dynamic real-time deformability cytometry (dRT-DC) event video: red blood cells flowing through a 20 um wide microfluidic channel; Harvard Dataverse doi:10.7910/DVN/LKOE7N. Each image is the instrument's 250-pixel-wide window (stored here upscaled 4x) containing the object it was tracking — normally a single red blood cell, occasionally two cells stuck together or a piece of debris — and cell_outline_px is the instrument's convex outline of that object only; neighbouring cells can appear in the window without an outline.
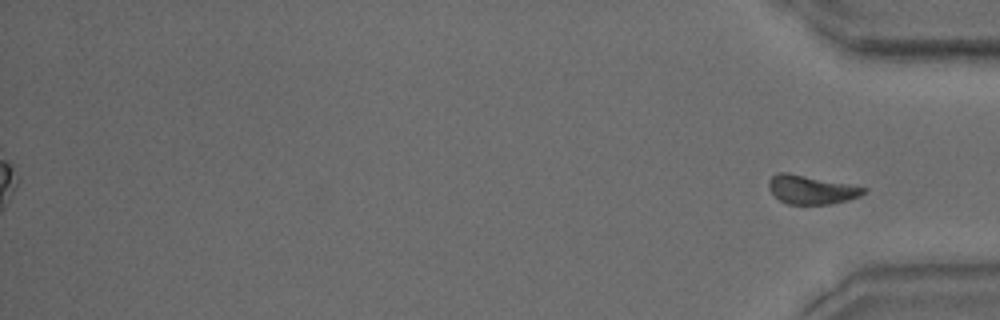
{"species": "common noctule bat (a hibernating species)", "species_latin": "Nyctalus noctula", "temperature_condition": "warm", "stored_images_in_passage": 41, "segment_of_instrument_passage": [2, 2], "camera_frame_rate_fps": 3000, "um_per_image_px": 0.085, "animal": {"sex": "male", "body_mass_g": 15.6}, "frame": {"image": 1, "passage_image": 41, "time_ms": 13.333, "image_size_px": [1000, 320], "cell_outline_px": [[868, 188], [860, 196], [848, 200], [832, 204], [788, 204], [780, 200], [768, 188], [768, 180], [776, 172], [788, 172]], "centroid_in_image_um": [68.94, 16.11], "position_along_channel_um": 366.3, "area_um2": 15.84}}